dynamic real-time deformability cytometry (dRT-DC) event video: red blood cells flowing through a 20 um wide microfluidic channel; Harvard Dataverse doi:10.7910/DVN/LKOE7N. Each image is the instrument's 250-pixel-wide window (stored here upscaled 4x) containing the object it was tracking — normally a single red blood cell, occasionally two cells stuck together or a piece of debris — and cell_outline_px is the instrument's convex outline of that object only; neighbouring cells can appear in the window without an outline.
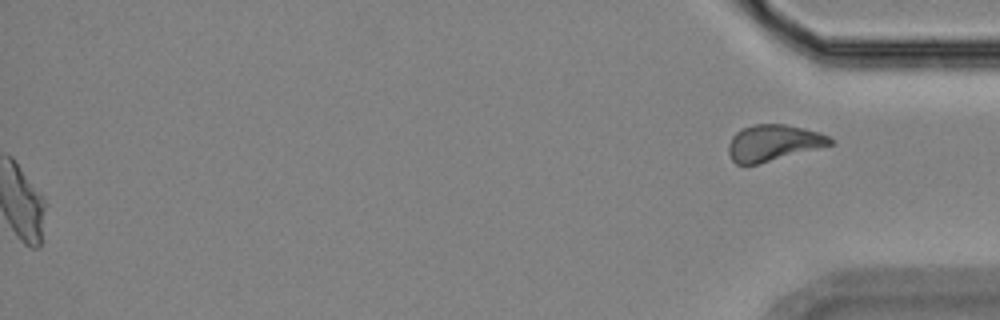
{"species": "Egyptian fruit bat (a non-hibernating species)", "species_latin": "Rousettus aegyptiacus", "temperature_condition": "room temperature", "stored_images_in_passage": 55, "segment_of_instrument_passage": [2, 2], "camera_frame_rate_fps": 3000, "um_per_image_px": 0.085, "animal": {"sex": "female"}, "frame": {"image": 1, "passage_image": 55, "time_ms": 18.0, "image_size_px": [1000, 320], "cell_outline_px": [[836, 140], [832, 144], [760, 164], [736, 164], [732, 160], [728, 152], [728, 144], [732, 136], [736, 132], [744, 128], [756, 124], [784, 124], [804, 128], [820, 132]], "centroid_in_image_um": [65.73, 12.14], "position_along_channel_um": 369.5, "area_um2": 21.44}}